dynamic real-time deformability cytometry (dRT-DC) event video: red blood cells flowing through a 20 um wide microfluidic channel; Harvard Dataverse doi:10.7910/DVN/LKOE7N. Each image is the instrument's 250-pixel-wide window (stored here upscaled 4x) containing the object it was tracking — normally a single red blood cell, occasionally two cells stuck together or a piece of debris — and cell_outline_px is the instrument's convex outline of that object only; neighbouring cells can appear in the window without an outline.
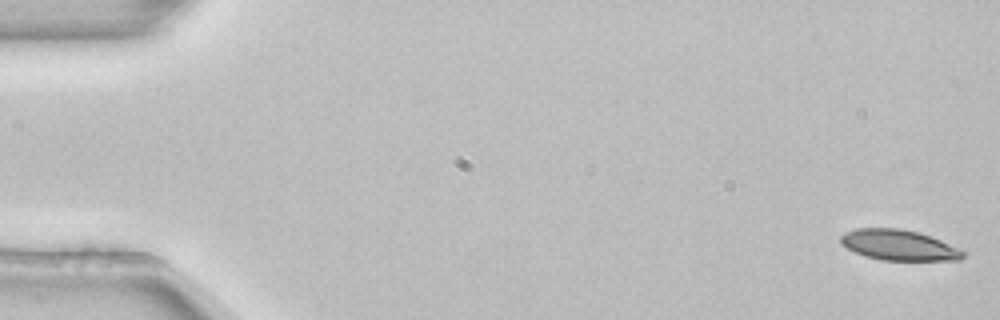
{"species": "common noctule bat (a hibernating species)", "species_latin": "Nyctalus noctula", "temperature_condition": "room temperature", "stored_images_in_passage": 53, "camera_frame_rate_fps": 3000, "um_per_image_px": 0.085, "animal": {"sex": "female", "body_mass_g": 22.7, "forearm_length_mm": 54.2}, "frame": {"image": 1, "passage_image": 1, "time_ms": 0.0, "image_size_px": [1000, 320], "cell_outline_px": [[964, 256], [960, 260], [880, 260], [864, 256], [840, 244], [840, 236], [856, 228], [900, 228], [920, 232], [932, 236], [964, 252]], "centroid_in_image_um": [76.38, 20.83], "position_along_channel_um": 8.6, "area_um2": 21.68}}
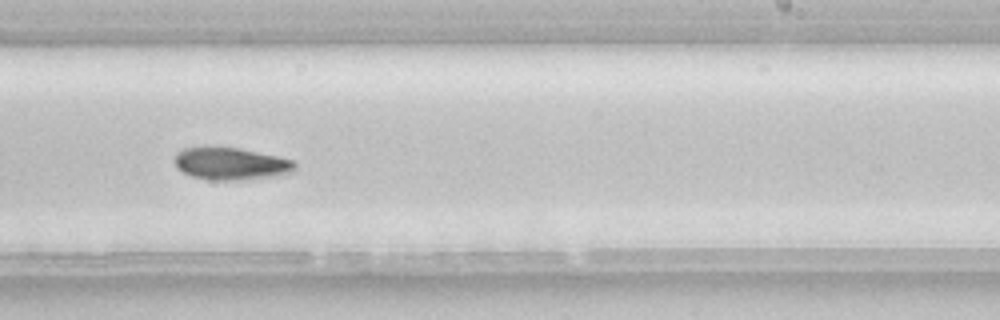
{"frame": {"image": 2, "passage_image": 33, "time_ms": 10.667, "image_size_px": [1000, 320], "cell_outline_px": [[296, 168], [292, 172], [272, 176], [236, 180], [208, 180], [192, 176], [176, 168], [172, 160], [176, 152], [184, 148], [208, 144], [240, 148], [280, 156], [292, 160], [296, 164]], "centroid_in_image_um": [19.54, 13.86], "position_along_channel_um": 269.5, "area_um2": 23.41}}
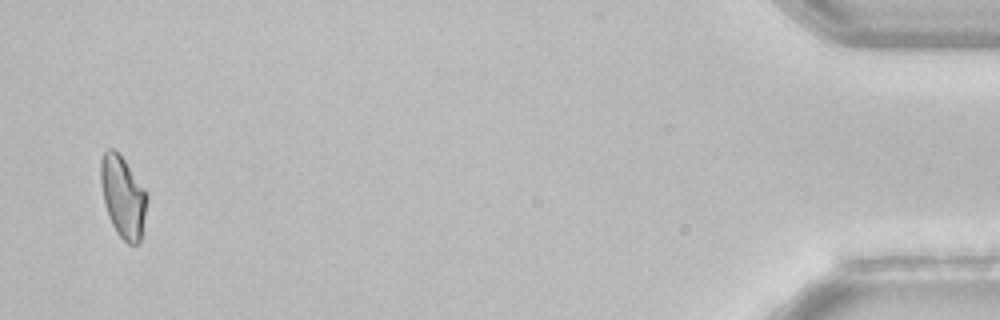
{"frame": {"image": 3, "passage_image": 52, "time_ms": 17.0, "image_size_px": [1000, 320], "cell_outline_px": [[148, 200], [140, 244], [128, 244], [116, 232], [108, 216], [104, 204], [100, 184], [100, 160], [104, 152], [108, 148], [112, 148], [124, 160], [144, 188], [148, 196]], "centroid_in_image_um": [10.44, 16.75], "position_along_channel_um": 424.8, "area_um2": 22.08}}